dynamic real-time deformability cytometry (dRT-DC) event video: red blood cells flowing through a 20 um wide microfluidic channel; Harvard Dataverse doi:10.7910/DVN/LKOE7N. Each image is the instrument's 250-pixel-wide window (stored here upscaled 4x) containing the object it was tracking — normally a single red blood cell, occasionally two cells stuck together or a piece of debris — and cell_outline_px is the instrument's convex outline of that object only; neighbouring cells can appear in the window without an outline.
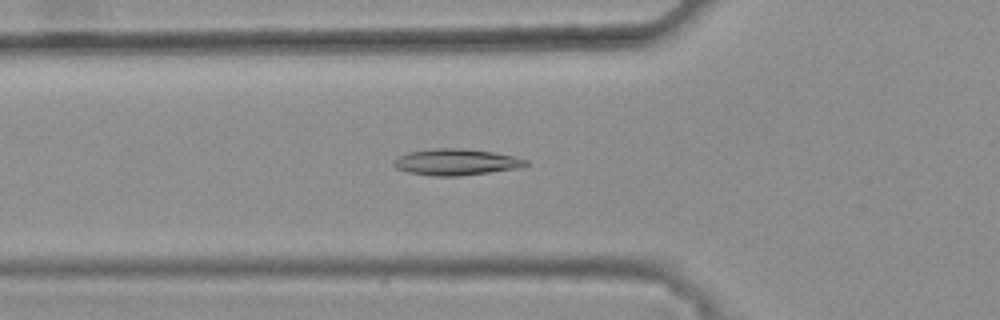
{"species": "common noctule bat (a hibernating species)", "species_latin": "Nyctalus noctula", "temperature_condition": "warm", "stored_images_in_passage": 38, "camera_frame_rate_fps": 3000, "um_per_image_px": 0.085, "animal": {"sex": "female", "body_mass_g": 25.1}, "frame": {"image": 1, "passage_image": 13, "time_ms": 4.0, "image_size_px": [1000, 320], "cell_outline_px": [[528, 164], [524, 168], [456, 176], [432, 176], [408, 172], [396, 168], [392, 164], [392, 160], [396, 156], [408, 152], [436, 148], [464, 148], [492, 152], [512, 156], [528, 160]], "centroid_in_image_um": [38.75, 13.77], "position_along_channel_um": 87.1, "area_um2": 20.46}}
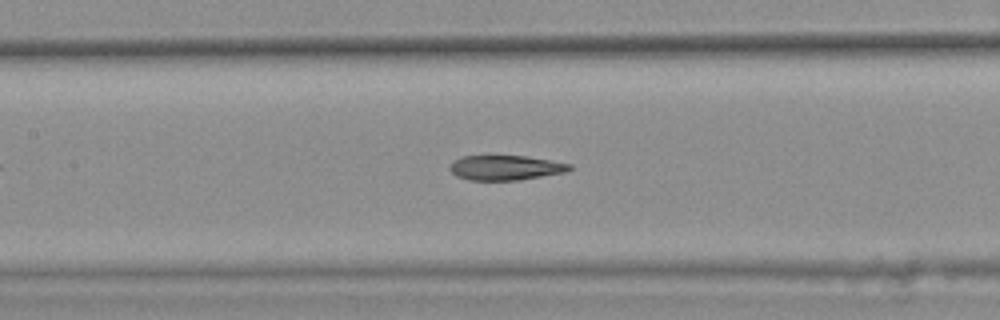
{"frame": {"image": 2, "passage_image": 19, "time_ms": 6.0, "image_size_px": [1000, 320], "cell_outline_px": [[572, 168], [568, 172], [516, 180], [468, 180], [456, 176], [448, 168], [460, 156], [524, 156], [572, 164]], "centroid_in_image_um": [42.97, 14.26], "position_along_channel_um": 164.4, "area_um2": 17.17}}
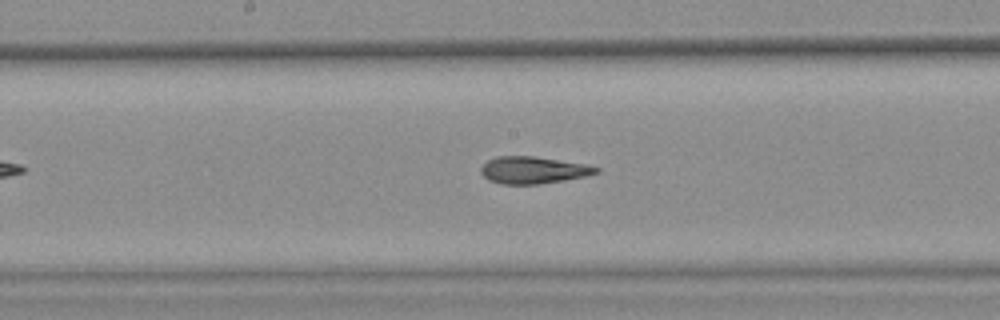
{"frame": {"image": 3, "passage_image": 22, "time_ms": 7.0, "image_size_px": [1000, 320], "cell_outline_px": [[600, 172], [584, 176], [564, 180], [536, 184], [500, 184], [488, 180], [480, 172], [480, 168], [488, 160], [496, 156], [536, 156], [588, 164], [600, 168]], "centroid_in_image_um": [45.32, 14.45], "position_along_channel_um": 202.9, "area_um2": 18.26}, "authors_computed_cell_mechanics": {"area_um2": 18.6694, "velocity_mm_per_s": 3.857, "shape_relaxation_time_tau1_ms": null, "shape_relaxation_time_tau2_ms": 2.3448, "deformation_change_tau1": null, "deformation_change_tau2": 0.0993}}